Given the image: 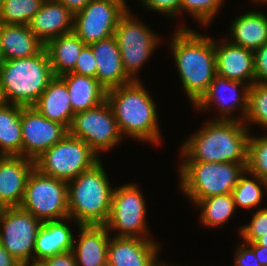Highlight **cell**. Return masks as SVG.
Instances as JSON below:
<instances>
[{
	"mask_svg": "<svg viewBox=\"0 0 267 266\" xmlns=\"http://www.w3.org/2000/svg\"><path fill=\"white\" fill-rule=\"evenodd\" d=\"M247 171L267 181V135L248 140Z\"/></svg>",
	"mask_w": 267,
	"mask_h": 266,
	"instance_id": "cell-33",
	"label": "cell"
},
{
	"mask_svg": "<svg viewBox=\"0 0 267 266\" xmlns=\"http://www.w3.org/2000/svg\"><path fill=\"white\" fill-rule=\"evenodd\" d=\"M28 25L37 38L46 45L56 37L73 32L74 13L58 1L44 0Z\"/></svg>",
	"mask_w": 267,
	"mask_h": 266,
	"instance_id": "cell-19",
	"label": "cell"
},
{
	"mask_svg": "<svg viewBox=\"0 0 267 266\" xmlns=\"http://www.w3.org/2000/svg\"><path fill=\"white\" fill-rule=\"evenodd\" d=\"M100 159L88 144L68 132L34 161L35 168L41 173L69 182L92 168Z\"/></svg>",
	"mask_w": 267,
	"mask_h": 266,
	"instance_id": "cell-7",
	"label": "cell"
},
{
	"mask_svg": "<svg viewBox=\"0 0 267 266\" xmlns=\"http://www.w3.org/2000/svg\"><path fill=\"white\" fill-rule=\"evenodd\" d=\"M163 266H174L173 264L171 265V264H167V263H165Z\"/></svg>",
	"mask_w": 267,
	"mask_h": 266,
	"instance_id": "cell-52",
	"label": "cell"
},
{
	"mask_svg": "<svg viewBox=\"0 0 267 266\" xmlns=\"http://www.w3.org/2000/svg\"><path fill=\"white\" fill-rule=\"evenodd\" d=\"M62 220L43 222L35 240L34 261H44L46 258L73 250L74 236L67 222Z\"/></svg>",
	"mask_w": 267,
	"mask_h": 266,
	"instance_id": "cell-22",
	"label": "cell"
},
{
	"mask_svg": "<svg viewBox=\"0 0 267 266\" xmlns=\"http://www.w3.org/2000/svg\"><path fill=\"white\" fill-rule=\"evenodd\" d=\"M248 123L267 128V84L254 83L249 88L248 111L244 124Z\"/></svg>",
	"mask_w": 267,
	"mask_h": 266,
	"instance_id": "cell-32",
	"label": "cell"
},
{
	"mask_svg": "<svg viewBox=\"0 0 267 266\" xmlns=\"http://www.w3.org/2000/svg\"><path fill=\"white\" fill-rule=\"evenodd\" d=\"M194 205L201 208L200 221L207 227L223 225L236 211L232 193L207 197Z\"/></svg>",
	"mask_w": 267,
	"mask_h": 266,
	"instance_id": "cell-29",
	"label": "cell"
},
{
	"mask_svg": "<svg viewBox=\"0 0 267 266\" xmlns=\"http://www.w3.org/2000/svg\"><path fill=\"white\" fill-rule=\"evenodd\" d=\"M65 5L74 14L83 9L91 0H55Z\"/></svg>",
	"mask_w": 267,
	"mask_h": 266,
	"instance_id": "cell-43",
	"label": "cell"
},
{
	"mask_svg": "<svg viewBox=\"0 0 267 266\" xmlns=\"http://www.w3.org/2000/svg\"><path fill=\"white\" fill-rule=\"evenodd\" d=\"M44 0H4L0 23L28 25Z\"/></svg>",
	"mask_w": 267,
	"mask_h": 266,
	"instance_id": "cell-31",
	"label": "cell"
},
{
	"mask_svg": "<svg viewBox=\"0 0 267 266\" xmlns=\"http://www.w3.org/2000/svg\"><path fill=\"white\" fill-rule=\"evenodd\" d=\"M4 61L3 55H2V46H1V23H0V64Z\"/></svg>",
	"mask_w": 267,
	"mask_h": 266,
	"instance_id": "cell-46",
	"label": "cell"
},
{
	"mask_svg": "<svg viewBox=\"0 0 267 266\" xmlns=\"http://www.w3.org/2000/svg\"><path fill=\"white\" fill-rule=\"evenodd\" d=\"M229 30L230 43L255 51L267 43V15L249 11L235 18Z\"/></svg>",
	"mask_w": 267,
	"mask_h": 266,
	"instance_id": "cell-26",
	"label": "cell"
},
{
	"mask_svg": "<svg viewBox=\"0 0 267 266\" xmlns=\"http://www.w3.org/2000/svg\"><path fill=\"white\" fill-rule=\"evenodd\" d=\"M20 207L42 223L68 218L67 182L34 168L28 176Z\"/></svg>",
	"mask_w": 267,
	"mask_h": 266,
	"instance_id": "cell-8",
	"label": "cell"
},
{
	"mask_svg": "<svg viewBox=\"0 0 267 266\" xmlns=\"http://www.w3.org/2000/svg\"><path fill=\"white\" fill-rule=\"evenodd\" d=\"M217 75L248 85L255 83L254 51L234 45L224 39H214Z\"/></svg>",
	"mask_w": 267,
	"mask_h": 266,
	"instance_id": "cell-18",
	"label": "cell"
},
{
	"mask_svg": "<svg viewBox=\"0 0 267 266\" xmlns=\"http://www.w3.org/2000/svg\"><path fill=\"white\" fill-rule=\"evenodd\" d=\"M110 233L104 225H80L72 250L77 266H99L107 262Z\"/></svg>",
	"mask_w": 267,
	"mask_h": 266,
	"instance_id": "cell-21",
	"label": "cell"
},
{
	"mask_svg": "<svg viewBox=\"0 0 267 266\" xmlns=\"http://www.w3.org/2000/svg\"><path fill=\"white\" fill-rule=\"evenodd\" d=\"M5 103L0 107V154L22 156L21 109Z\"/></svg>",
	"mask_w": 267,
	"mask_h": 266,
	"instance_id": "cell-28",
	"label": "cell"
},
{
	"mask_svg": "<svg viewBox=\"0 0 267 266\" xmlns=\"http://www.w3.org/2000/svg\"><path fill=\"white\" fill-rule=\"evenodd\" d=\"M0 266H22V264L0 244Z\"/></svg>",
	"mask_w": 267,
	"mask_h": 266,
	"instance_id": "cell-41",
	"label": "cell"
},
{
	"mask_svg": "<svg viewBox=\"0 0 267 266\" xmlns=\"http://www.w3.org/2000/svg\"><path fill=\"white\" fill-rule=\"evenodd\" d=\"M250 222L243 225L240 229V236L243 242H255L259 237L267 234V207L258 209Z\"/></svg>",
	"mask_w": 267,
	"mask_h": 266,
	"instance_id": "cell-35",
	"label": "cell"
},
{
	"mask_svg": "<svg viewBox=\"0 0 267 266\" xmlns=\"http://www.w3.org/2000/svg\"><path fill=\"white\" fill-rule=\"evenodd\" d=\"M5 207L3 206V204L0 202V215L3 213Z\"/></svg>",
	"mask_w": 267,
	"mask_h": 266,
	"instance_id": "cell-48",
	"label": "cell"
},
{
	"mask_svg": "<svg viewBox=\"0 0 267 266\" xmlns=\"http://www.w3.org/2000/svg\"><path fill=\"white\" fill-rule=\"evenodd\" d=\"M245 243H247L254 250L258 262L262 266H267V247L258 246L254 242H245Z\"/></svg>",
	"mask_w": 267,
	"mask_h": 266,
	"instance_id": "cell-42",
	"label": "cell"
},
{
	"mask_svg": "<svg viewBox=\"0 0 267 266\" xmlns=\"http://www.w3.org/2000/svg\"><path fill=\"white\" fill-rule=\"evenodd\" d=\"M101 160L67 182L69 217L80 225H105L114 191Z\"/></svg>",
	"mask_w": 267,
	"mask_h": 266,
	"instance_id": "cell-5",
	"label": "cell"
},
{
	"mask_svg": "<svg viewBox=\"0 0 267 266\" xmlns=\"http://www.w3.org/2000/svg\"><path fill=\"white\" fill-rule=\"evenodd\" d=\"M144 87L140 80H133L107 90L106 100L122 136L126 134L134 140L159 145L162 135L158 126L157 104Z\"/></svg>",
	"mask_w": 267,
	"mask_h": 266,
	"instance_id": "cell-3",
	"label": "cell"
},
{
	"mask_svg": "<svg viewBox=\"0 0 267 266\" xmlns=\"http://www.w3.org/2000/svg\"><path fill=\"white\" fill-rule=\"evenodd\" d=\"M160 244L153 239L115 237L108 243L107 262L111 266H163L158 260Z\"/></svg>",
	"mask_w": 267,
	"mask_h": 266,
	"instance_id": "cell-16",
	"label": "cell"
},
{
	"mask_svg": "<svg viewBox=\"0 0 267 266\" xmlns=\"http://www.w3.org/2000/svg\"><path fill=\"white\" fill-rule=\"evenodd\" d=\"M146 207L144 196L136 184L129 183L115 188L108 221L104 226L108 231L115 230V237L150 239L146 236L149 233Z\"/></svg>",
	"mask_w": 267,
	"mask_h": 266,
	"instance_id": "cell-10",
	"label": "cell"
},
{
	"mask_svg": "<svg viewBox=\"0 0 267 266\" xmlns=\"http://www.w3.org/2000/svg\"><path fill=\"white\" fill-rule=\"evenodd\" d=\"M85 46L86 44L74 32L50 40L45 45V49L49 55L54 76L71 72Z\"/></svg>",
	"mask_w": 267,
	"mask_h": 266,
	"instance_id": "cell-27",
	"label": "cell"
},
{
	"mask_svg": "<svg viewBox=\"0 0 267 266\" xmlns=\"http://www.w3.org/2000/svg\"><path fill=\"white\" fill-rule=\"evenodd\" d=\"M128 10L125 0H91L74 14L73 32L86 45L107 39Z\"/></svg>",
	"mask_w": 267,
	"mask_h": 266,
	"instance_id": "cell-12",
	"label": "cell"
},
{
	"mask_svg": "<svg viewBox=\"0 0 267 266\" xmlns=\"http://www.w3.org/2000/svg\"><path fill=\"white\" fill-rule=\"evenodd\" d=\"M254 243L258 246L267 247V234H265L263 237H259Z\"/></svg>",
	"mask_w": 267,
	"mask_h": 266,
	"instance_id": "cell-45",
	"label": "cell"
},
{
	"mask_svg": "<svg viewBox=\"0 0 267 266\" xmlns=\"http://www.w3.org/2000/svg\"><path fill=\"white\" fill-rule=\"evenodd\" d=\"M179 26L170 42L182 87L192 104L208 90L217 75L214 38ZM211 37V38H210Z\"/></svg>",
	"mask_w": 267,
	"mask_h": 266,
	"instance_id": "cell-1",
	"label": "cell"
},
{
	"mask_svg": "<svg viewBox=\"0 0 267 266\" xmlns=\"http://www.w3.org/2000/svg\"><path fill=\"white\" fill-rule=\"evenodd\" d=\"M42 222L21 207L0 215V244L21 264L34 260L35 240Z\"/></svg>",
	"mask_w": 267,
	"mask_h": 266,
	"instance_id": "cell-13",
	"label": "cell"
},
{
	"mask_svg": "<svg viewBox=\"0 0 267 266\" xmlns=\"http://www.w3.org/2000/svg\"><path fill=\"white\" fill-rule=\"evenodd\" d=\"M5 103L6 101L3 96L2 88L0 87V107L3 106Z\"/></svg>",
	"mask_w": 267,
	"mask_h": 266,
	"instance_id": "cell-47",
	"label": "cell"
},
{
	"mask_svg": "<svg viewBox=\"0 0 267 266\" xmlns=\"http://www.w3.org/2000/svg\"><path fill=\"white\" fill-rule=\"evenodd\" d=\"M179 167V185L195 204L207 197L232 193L247 163L183 161Z\"/></svg>",
	"mask_w": 267,
	"mask_h": 266,
	"instance_id": "cell-6",
	"label": "cell"
},
{
	"mask_svg": "<svg viewBox=\"0 0 267 266\" xmlns=\"http://www.w3.org/2000/svg\"><path fill=\"white\" fill-rule=\"evenodd\" d=\"M142 5L151 11L165 13L170 17H175L180 12L181 0H140Z\"/></svg>",
	"mask_w": 267,
	"mask_h": 266,
	"instance_id": "cell-37",
	"label": "cell"
},
{
	"mask_svg": "<svg viewBox=\"0 0 267 266\" xmlns=\"http://www.w3.org/2000/svg\"><path fill=\"white\" fill-rule=\"evenodd\" d=\"M66 83L73 112L94 108L107 99V89L97 78L69 72L60 76Z\"/></svg>",
	"mask_w": 267,
	"mask_h": 266,
	"instance_id": "cell-24",
	"label": "cell"
},
{
	"mask_svg": "<svg viewBox=\"0 0 267 266\" xmlns=\"http://www.w3.org/2000/svg\"><path fill=\"white\" fill-rule=\"evenodd\" d=\"M225 0H181L180 13H189L203 26L210 25V21L217 15ZM184 10V11H183Z\"/></svg>",
	"mask_w": 267,
	"mask_h": 266,
	"instance_id": "cell-34",
	"label": "cell"
},
{
	"mask_svg": "<svg viewBox=\"0 0 267 266\" xmlns=\"http://www.w3.org/2000/svg\"><path fill=\"white\" fill-rule=\"evenodd\" d=\"M73 73L96 78L97 64L93 51L89 45H86L78 56L76 65L71 71Z\"/></svg>",
	"mask_w": 267,
	"mask_h": 266,
	"instance_id": "cell-36",
	"label": "cell"
},
{
	"mask_svg": "<svg viewBox=\"0 0 267 266\" xmlns=\"http://www.w3.org/2000/svg\"><path fill=\"white\" fill-rule=\"evenodd\" d=\"M54 77L45 47L34 56L0 64V87L6 103L33 106Z\"/></svg>",
	"mask_w": 267,
	"mask_h": 266,
	"instance_id": "cell-4",
	"label": "cell"
},
{
	"mask_svg": "<svg viewBox=\"0 0 267 266\" xmlns=\"http://www.w3.org/2000/svg\"><path fill=\"white\" fill-rule=\"evenodd\" d=\"M248 126L238 120H211L185 140L180 156L183 161L247 163Z\"/></svg>",
	"mask_w": 267,
	"mask_h": 266,
	"instance_id": "cell-2",
	"label": "cell"
},
{
	"mask_svg": "<svg viewBox=\"0 0 267 266\" xmlns=\"http://www.w3.org/2000/svg\"><path fill=\"white\" fill-rule=\"evenodd\" d=\"M130 10L129 8L119 20L114 36L126 74L132 80L137 81L140 80L137 76L138 71L154 53L160 37L142 21L139 22Z\"/></svg>",
	"mask_w": 267,
	"mask_h": 266,
	"instance_id": "cell-9",
	"label": "cell"
},
{
	"mask_svg": "<svg viewBox=\"0 0 267 266\" xmlns=\"http://www.w3.org/2000/svg\"><path fill=\"white\" fill-rule=\"evenodd\" d=\"M256 1V3H259L260 2V4L261 3H267V0H254V2Z\"/></svg>",
	"mask_w": 267,
	"mask_h": 266,
	"instance_id": "cell-49",
	"label": "cell"
},
{
	"mask_svg": "<svg viewBox=\"0 0 267 266\" xmlns=\"http://www.w3.org/2000/svg\"><path fill=\"white\" fill-rule=\"evenodd\" d=\"M44 262L47 266H77L73 251L48 257Z\"/></svg>",
	"mask_w": 267,
	"mask_h": 266,
	"instance_id": "cell-40",
	"label": "cell"
},
{
	"mask_svg": "<svg viewBox=\"0 0 267 266\" xmlns=\"http://www.w3.org/2000/svg\"><path fill=\"white\" fill-rule=\"evenodd\" d=\"M247 176H253V179ZM262 188L267 189V181L250 174L246 169L232 191L236 209L237 207H243L249 210L250 208L259 207L263 199Z\"/></svg>",
	"mask_w": 267,
	"mask_h": 266,
	"instance_id": "cell-30",
	"label": "cell"
},
{
	"mask_svg": "<svg viewBox=\"0 0 267 266\" xmlns=\"http://www.w3.org/2000/svg\"><path fill=\"white\" fill-rule=\"evenodd\" d=\"M99 266H111V265L108 262H105L104 264L99 265Z\"/></svg>",
	"mask_w": 267,
	"mask_h": 266,
	"instance_id": "cell-51",
	"label": "cell"
},
{
	"mask_svg": "<svg viewBox=\"0 0 267 266\" xmlns=\"http://www.w3.org/2000/svg\"><path fill=\"white\" fill-rule=\"evenodd\" d=\"M3 2H4V0H0V14H1V11H2Z\"/></svg>",
	"mask_w": 267,
	"mask_h": 266,
	"instance_id": "cell-50",
	"label": "cell"
},
{
	"mask_svg": "<svg viewBox=\"0 0 267 266\" xmlns=\"http://www.w3.org/2000/svg\"><path fill=\"white\" fill-rule=\"evenodd\" d=\"M249 88L250 85L246 83L216 75L209 84L208 90L193 106L196 109L198 108L197 110L205 111L214 104L218 106V112L221 113L218 118L214 117V120H238L244 122L248 111ZM235 110L241 111V117L236 118L232 114Z\"/></svg>",
	"mask_w": 267,
	"mask_h": 266,
	"instance_id": "cell-15",
	"label": "cell"
},
{
	"mask_svg": "<svg viewBox=\"0 0 267 266\" xmlns=\"http://www.w3.org/2000/svg\"><path fill=\"white\" fill-rule=\"evenodd\" d=\"M45 118L71 127L73 112L68 89L60 76H55L48 84L37 102L33 105Z\"/></svg>",
	"mask_w": 267,
	"mask_h": 266,
	"instance_id": "cell-23",
	"label": "cell"
},
{
	"mask_svg": "<svg viewBox=\"0 0 267 266\" xmlns=\"http://www.w3.org/2000/svg\"><path fill=\"white\" fill-rule=\"evenodd\" d=\"M22 156L35 160L69 132L62 124L45 118L33 106L21 109Z\"/></svg>",
	"mask_w": 267,
	"mask_h": 266,
	"instance_id": "cell-14",
	"label": "cell"
},
{
	"mask_svg": "<svg viewBox=\"0 0 267 266\" xmlns=\"http://www.w3.org/2000/svg\"><path fill=\"white\" fill-rule=\"evenodd\" d=\"M242 243L236 248L234 266H262L258 262L254 250L247 243Z\"/></svg>",
	"mask_w": 267,
	"mask_h": 266,
	"instance_id": "cell-39",
	"label": "cell"
},
{
	"mask_svg": "<svg viewBox=\"0 0 267 266\" xmlns=\"http://www.w3.org/2000/svg\"><path fill=\"white\" fill-rule=\"evenodd\" d=\"M1 46L4 60L34 56L45 47L29 25L4 23H1Z\"/></svg>",
	"mask_w": 267,
	"mask_h": 266,
	"instance_id": "cell-25",
	"label": "cell"
},
{
	"mask_svg": "<svg viewBox=\"0 0 267 266\" xmlns=\"http://www.w3.org/2000/svg\"><path fill=\"white\" fill-rule=\"evenodd\" d=\"M255 83L267 84V43L254 51Z\"/></svg>",
	"mask_w": 267,
	"mask_h": 266,
	"instance_id": "cell-38",
	"label": "cell"
},
{
	"mask_svg": "<svg viewBox=\"0 0 267 266\" xmlns=\"http://www.w3.org/2000/svg\"><path fill=\"white\" fill-rule=\"evenodd\" d=\"M35 161L21 155L0 157V202L6 207H20L29 174Z\"/></svg>",
	"mask_w": 267,
	"mask_h": 266,
	"instance_id": "cell-17",
	"label": "cell"
},
{
	"mask_svg": "<svg viewBox=\"0 0 267 266\" xmlns=\"http://www.w3.org/2000/svg\"><path fill=\"white\" fill-rule=\"evenodd\" d=\"M96 64V78L107 89L133 81L125 72L115 36L89 44Z\"/></svg>",
	"mask_w": 267,
	"mask_h": 266,
	"instance_id": "cell-20",
	"label": "cell"
},
{
	"mask_svg": "<svg viewBox=\"0 0 267 266\" xmlns=\"http://www.w3.org/2000/svg\"><path fill=\"white\" fill-rule=\"evenodd\" d=\"M22 266H47L44 261H34L32 260L31 262H25L22 264Z\"/></svg>",
	"mask_w": 267,
	"mask_h": 266,
	"instance_id": "cell-44",
	"label": "cell"
},
{
	"mask_svg": "<svg viewBox=\"0 0 267 266\" xmlns=\"http://www.w3.org/2000/svg\"><path fill=\"white\" fill-rule=\"evenodd\" d=\"M69 133L83 140L99 156L119 145L123 139L113 110L106 100L74 115Z\"/></svg>",
	"mask_w": 267,
	"mask_h": 266,
	"instance_id": "cell-11",
	"label": "cell"
}]
</instances>
